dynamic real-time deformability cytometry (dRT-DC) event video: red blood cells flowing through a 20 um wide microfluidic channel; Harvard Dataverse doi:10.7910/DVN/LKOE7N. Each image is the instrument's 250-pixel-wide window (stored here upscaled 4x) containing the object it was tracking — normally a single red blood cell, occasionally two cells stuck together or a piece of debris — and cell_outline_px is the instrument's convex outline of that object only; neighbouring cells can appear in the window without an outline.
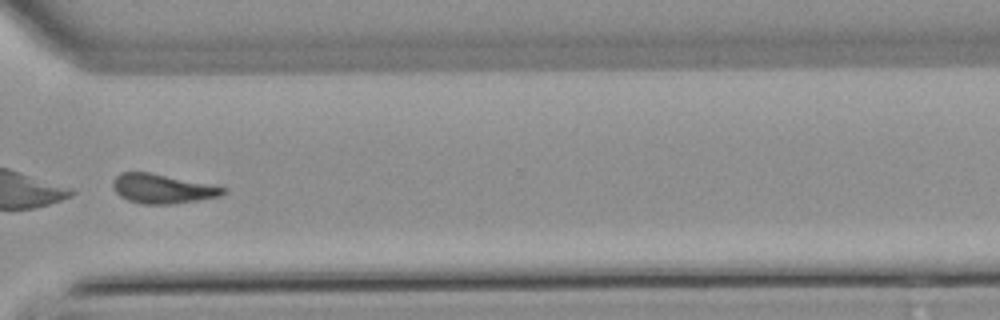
{"species": "common noctule bat (a hibernating species)", "species_latin": "Nyctalus noctula", "temperature_condition": "warm", "stored_images_in_passage": 35, "camera_frame_rate_fps": 3000, "um_per_image_px": 0.085, "animal": {"sex": "male", "body_mass_g": 21.5, "forearm_length_mm": 52.0}, "frame": {"image": 1, "passage_image": 25, "time_ms": 8.0, "image_size_px": [1000, 320], "cell_outline_px": [[224, 192], [220, 196], [172, 204], [140, 204], [128, 200], [120, 196], [112, 188], [112, 180], [120, 172], [148, 172], [224, 188]], "centroid_in_image_um": [13.68, 16.05], "position_along_channel_um": 356.9, "area_um2": 18.38}, "authors_computed_cell_mechanics": {"area_um2": 19.4208, "velocity_mm_per_s": 3.8264, "shape_relaxation_time_tau1_ms": null, "shape_relaxation_time_tau2_ms": 11.324, "deformation_change_tau1": null, "deformation_change_tau2": 0.2311}}